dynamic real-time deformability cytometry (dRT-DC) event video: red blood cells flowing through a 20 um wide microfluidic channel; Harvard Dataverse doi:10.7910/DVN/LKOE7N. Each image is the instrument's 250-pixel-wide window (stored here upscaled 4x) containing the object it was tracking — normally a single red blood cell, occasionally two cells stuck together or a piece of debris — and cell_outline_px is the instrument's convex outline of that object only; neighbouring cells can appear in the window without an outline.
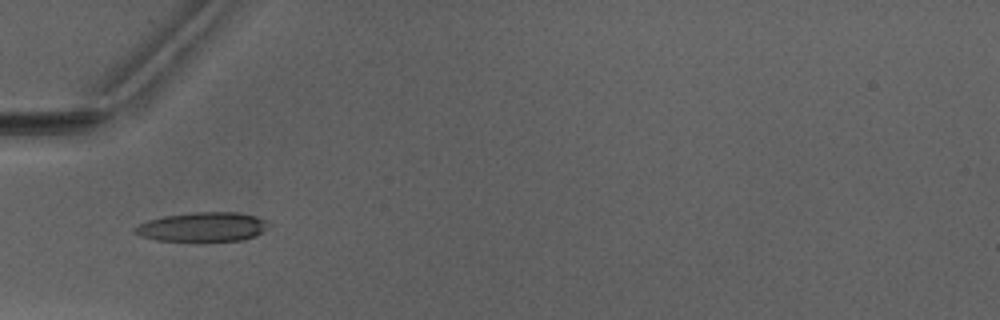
{"species": "Egyptian fruit bat (a non-hibernating species)", "species_latin": "Rousettus aegyptiacus", "temperature_condition": "warm", "stored_images_in_passage": 5, "camera_frame_rate_fps": 3000, "um_per_image_px": 0.085, "animal": {"sex": "male"}, "frame": {"image": 1, "passage_image": 5, "time_ms": 4.667, "image_size_px": [1000, 320], "cell_outline_px": [[268, 228], [256, 236], [244, 240], [204, 244], [196, 244], [156, 240], [140, 236], [132, 228], [148, 220], [164, 216], [192, 212], [236, 212], [256, 216], [264, 220]], "centroid_in_image_um": [17.21, 19.35], "position_along_channel_um": 67.8, "area_um2": 23.87}}